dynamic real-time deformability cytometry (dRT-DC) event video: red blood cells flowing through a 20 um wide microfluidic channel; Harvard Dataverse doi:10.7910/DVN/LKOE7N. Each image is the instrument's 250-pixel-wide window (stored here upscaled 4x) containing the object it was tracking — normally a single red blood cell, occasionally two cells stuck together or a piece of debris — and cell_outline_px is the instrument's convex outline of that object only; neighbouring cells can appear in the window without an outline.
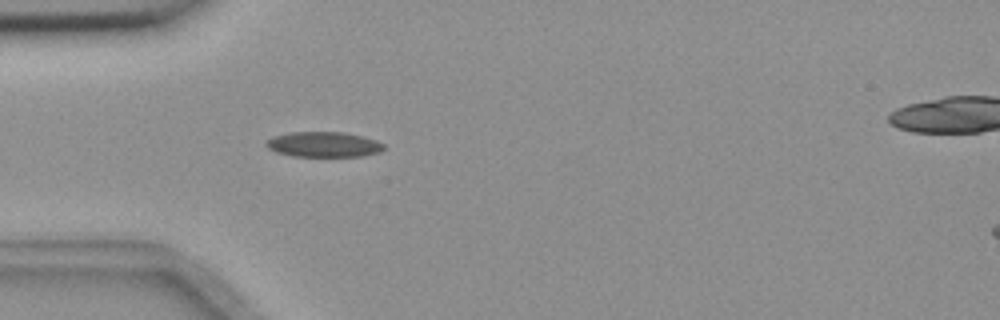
{"species": "common noctule bat (a hibernating species)", "species_latin": "Nyctalus noctula", "temperature_condition": "room temperature", "stored_images_in_passage": 14, "camera_frame_rate_fps": 3000, "um_per_image_px": 0.085, "animal": {"sex": "female", "body_mass_g": 18.4}, "frame": {"image": 1, "passage_image": 1, "time_ms": 0.0, "image_size_px": [1000, 320], "cell_outline_px": [[384, 148], [380, 152], [364, 156], [292, 156], [276, 152], [268, 148], [264, 144], [272, 136], [292, 132], [344, 132], [364, 136], [376, 140], [384, 144]], "centroid_in_image_um": [27.52, 12.27], "position_along_channel_um": 57.5, "area_um2": 17.4}}
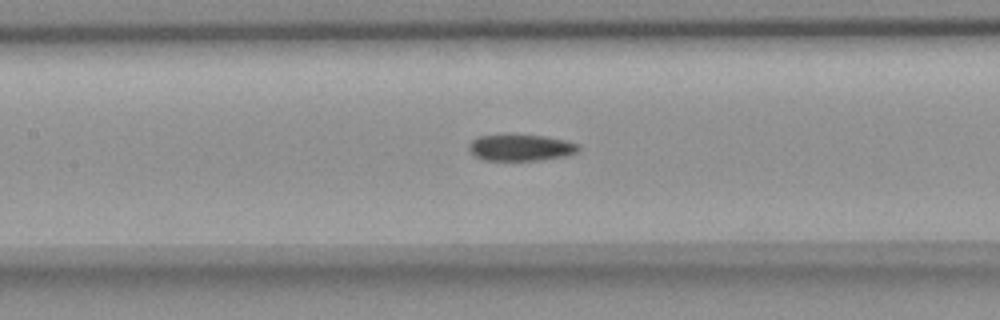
{"frame": {"image": 2, "passage_image": 10, "time_ms": 3.0, "image_size_px": [1000, 320], "cell_outline_px": [[580, 148], [576, 152], [568, 156], [540, 160], [484, 160], [476, 156], [468, 148], [468, 144], [472, 140], [480, 136], [548, 136], [580, 144]], "centroid_in_image_um": [44.32, 12.57], "position_along_channel_um": 163.1, "area_um2": 16.59}}
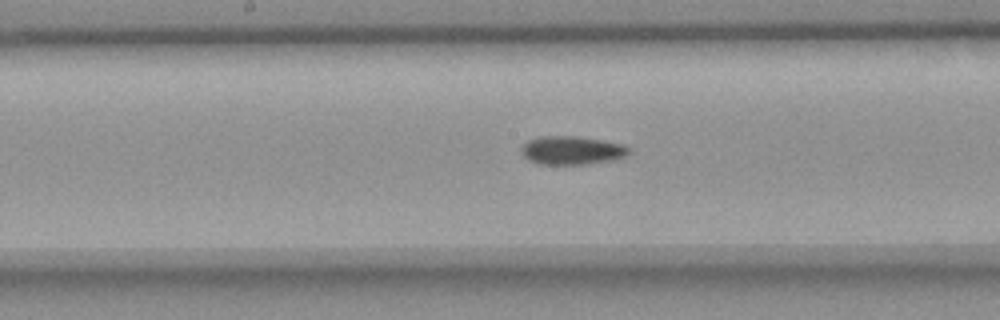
{"frame": {"image": 3, "passage_image": 13, "time_ms": 4.0, "image_size_px": [1000, 320], "cell_outline_px": [[632, 152], [624, 156], [612, 160], [588, 164], [536, 164], [528, 160], [520, 152], [520, 148], [528, 140], [540, 136], [572, 136], [600, 140], [620, 144], [628, 148]], "centroid_in_image_um": [48.54, 12.79], "position_along_channel_um": 199.7, "area_um2": 17.74}}